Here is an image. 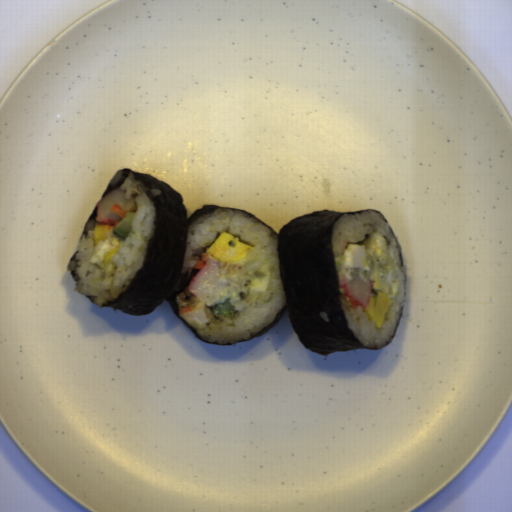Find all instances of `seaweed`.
<instances>
[{"label": "seaweed", "mask_w": 512, "mask_h": 512, "mask_svg": "<svg viewBox=\"0 0 512 512\" xmlns=\"http://www.w3.org/2000/svg\"><path fill=\"white\" fill-rule=\"evenodd\" d=\"M80 249L76 251V253L70 258L66 271L70 272L72 279L77 285L81 280V276L77 273V269L82 267V264H78L82 262V258H77Z\"/></svg>", "instance_id": "45ffbabd"}, {"label": "seaweed", "mask_w": 512, "mask_h": 512, "mask_svg": "<svg viewBox=\"0 0 512 512\" xmlns=\"http://www.w3.org/2000/svg\"><path fill=\"white\" fill-rule=\"evenodd\" d=\"M97 215H98V210H97V204H96L93 211L91 212V214L89 215V217L85 223L83 232L80 236V240H82L83 238L91 239L92 236L89 235V231L95 230V226L98 224V222H96Z\"/></svg>", "instance_id": "7513b1e5"}, {"label": "seaweed", "mask_w": 512, "mask_h": 512, "mask_svg": "<svg viewBox=\"0 0 512 512\" xmlns=\"http://www.w3.org/2000/svg\"><path fill=\"white\" fill-rule=\"evenodd\" d=\"M130 174L134 181L142 183L147 195L155 207L153 220L154 235L147 241L146 253L133 277L127 279L129 285L114 299L102 303V307L117 309L123 314L143 316L153 313L164 300H167L175 316L202 342L214 346H235L240 342H249L267 333L287 311L289 323L303 346L322 356L333 352H346L357 349L380 350L391 345L401 319L404 306L399 307V316L389 341L384 345L367 346L357 337L350 327L346 311L339 293V273L336 267L334 234L337 221L344 215L356 217L364 212H375L389 226L390 233L398 248V256L403 271L404 261L399 240L382 213L373 208L357 211L339 212L336 210H315L295 216L284 224L278 234L265 221L252 212L203 203L188 216L183 195L166 181L147 173H140L131 167H124L110 178L101 198L114 190H119ZM147 189H160L154 196ZM218 209L236 210L256 219L271 229L270 236L278 241L279 272L283 281L285 304L277 312L273 321L262 327L256 334L250 333L248 340L243 337L237 342L219 344L218 340L209 342L199 336L193 327L181 316L176 304V296L182 294L189 281L201 269L195 265L187 272H181L189 226L206 213Z\"/></svg>", "instance_id": "1faa68ee"}, {"label": "seaweed", "mask_w": 512, "mask_h": 512, "mask_svg": "<svg viewBox=\"0 0 512 512\" xmlns=\"http://www.w3.org/2000/svg\"><path fill=\"white\" fill-rule=\"evenodd\" d=\"M87 296V298L93 302L95 304V300L97 299V295L96 294H85Z\"/></svg>", "instance_id": "ac131d1f"}]
</instances>
